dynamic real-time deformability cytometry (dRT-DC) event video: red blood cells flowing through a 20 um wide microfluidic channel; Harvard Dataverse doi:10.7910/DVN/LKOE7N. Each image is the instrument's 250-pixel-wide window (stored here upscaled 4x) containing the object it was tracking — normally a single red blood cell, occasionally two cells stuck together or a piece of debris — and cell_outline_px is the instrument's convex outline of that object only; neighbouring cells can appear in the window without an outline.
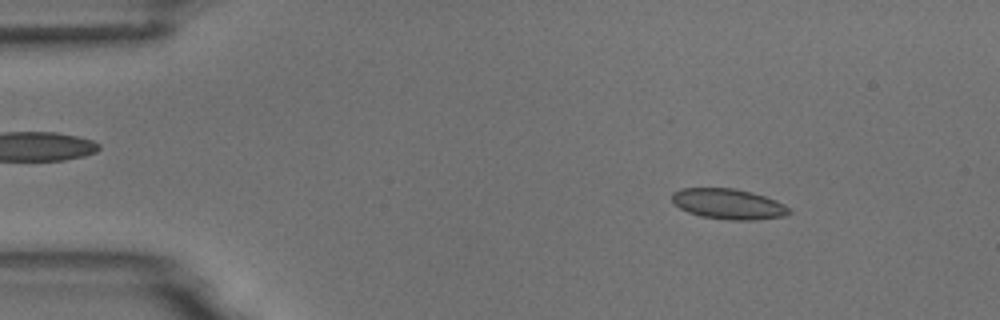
{"species": "common noctule bat (a hibernating species)", "species_latin": "Nyctalus noctula", "temperature_condition": "room temperature", "stored_images_in_passage": 6, "camera_frame_rate_fps": 3000, "um_per_image_px": 0.085, "animal": {"sex": "male", "body_mass_g": 18.8}, "frame": {"image": 1, "passage_image": 3, "time_ms": 2.333, "image_size_px": [1000, 320], "cell_outline_px": [[792, 212], [784, 216], [752, 220], [728, 220], [700, 216], [688, 212], [680, 208], [672, 200], [672, 192], [680, 188], [736, 188], [752, 192], [776, 200], [784, 204]], "centroid_in_image_um": [61.9, 17.33], "position_along_channel_um": 23.1, "area_um2": 20.81}}
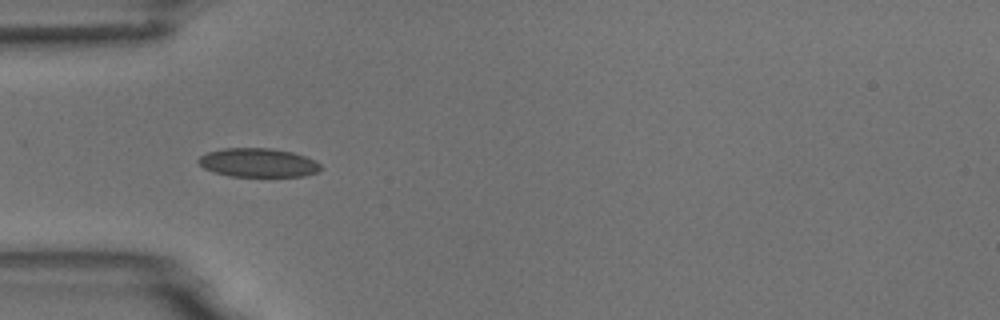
{"frame": {"image": 2, "passage_image": 5, "time_ms": 5.333, "image_size_px": [1000, 320], "cell_outline_px": [[324, 168], [316, 172], [304, 176], [232, 176], [216, 172], [204, 168], [196, 160], [200, 156], [208, 152], [224, 148], [272, 148], [292, 152], [304, 156], [320, 164]], "centroid_in_image_um": [21.94, 13.82], "position_along_channel_um": 63.1, "area_um2": 20.35}}